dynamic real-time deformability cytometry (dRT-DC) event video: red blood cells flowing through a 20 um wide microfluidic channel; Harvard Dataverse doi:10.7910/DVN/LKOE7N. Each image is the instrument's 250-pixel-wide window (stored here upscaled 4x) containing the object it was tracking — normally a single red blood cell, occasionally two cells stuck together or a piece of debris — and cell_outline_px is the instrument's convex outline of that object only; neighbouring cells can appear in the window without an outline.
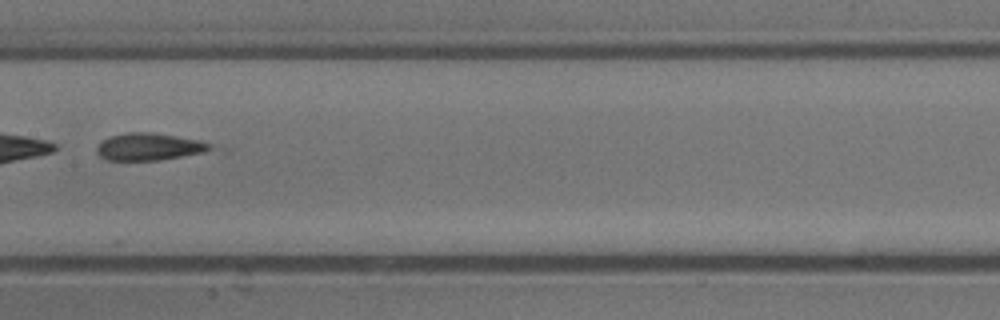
{"species": "common noctule bat (a hibernating species)", "species_latin": "Nyctalus noctula", "temperature_condition": "cold", "stored_images_in_passage": 4, "camera_frame_rate_fps": 3000, "um_per_image_px": 0.085, "animal": {"sex": "male", "body_mass_g": 13.3}, "frame": {"image": 1, "passage_image": 4, "time_ms": 1.0, "image_size_px": [1000, 320], "cell_outline_px": [[212, 148], [204, 152], [160, 160], [104, 160], [96, 152], [96, 148], [104, 140], [112, 136], [124, 132], [152, 132], [200, 140], [212, 144]], "centroid_in_image_um": [12.66, 12.47], "position_along_channel_um": 194.7, "area_um2": 17.92}}